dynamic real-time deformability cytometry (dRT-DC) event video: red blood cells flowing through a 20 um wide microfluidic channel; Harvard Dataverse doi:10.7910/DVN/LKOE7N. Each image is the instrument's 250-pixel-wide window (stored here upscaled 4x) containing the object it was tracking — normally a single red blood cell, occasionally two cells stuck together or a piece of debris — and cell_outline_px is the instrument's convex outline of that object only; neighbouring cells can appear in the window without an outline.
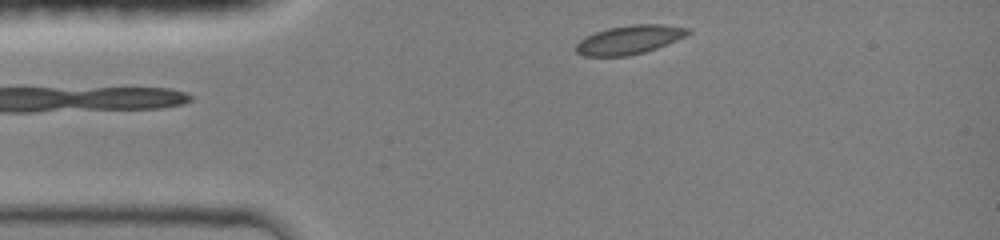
{"species": "common noctule bat (a hibernating species)", "species_latin": "Nyctalus noctula", "temperature_condition": "room temperature", "stored_images_in_passage": 33, "camera_frame_rate_fps": 3000, "um_per_image_px": 0.085, "animal": {"sex": "female", "body_mass_g": 19.0, "forearm_length_mm": 51.5}, "frame": {"image": 1, "passage_image": 1, "time_ms": 0.0, "image_size_px": [1000, 240], "cell_outline_px": [[692, 32], [676, 40], [656, 48], [644, 52], [628, 56], [584, 56], [576, 52], [576, 44], [584, 36], [608, 28], [632, 24], [660, 24], [692, 28]], "centroid_in_image_um": [53.49, 3.37], "position_along_channel_um": 31.5, "area_um2": 18.79}}
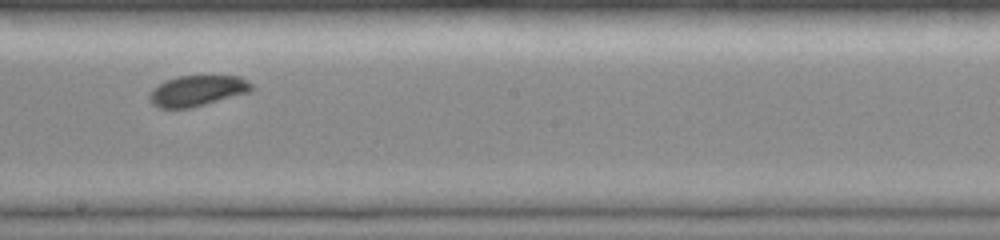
{"frame": {"image": 2, "passage_image": 18, "time_ms": 5.667, "image_size_px": [1000, 240], "cell_outline_px": [[256, 88], [248, 92], [192, 108], [160, 108], [152, 104], [148, 100], [148, 96], [160, 84], [176, 76], [240, 76], [248, 80]], "centroid_in_image_um": [16.8, 7.72], "position_along_channel_um": 231.4, "area_um2": 18.15}}
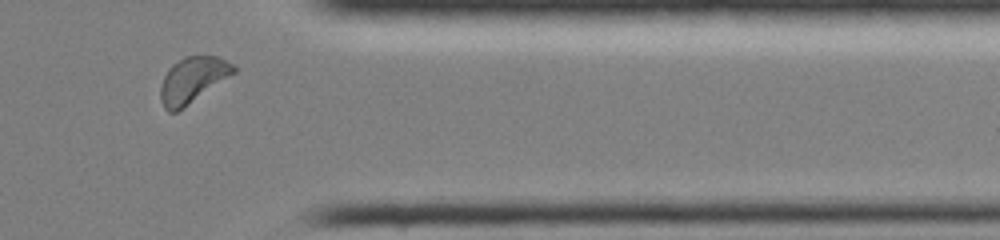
{"frame": {"image": 3, "passage_image": 30, "time_ms": 9.667, "image_size_px": [1000, 240], "cell_outline_px": [[236, 72], [176, 112], [168, 112], [164, 108], [160, 100], [160, 88], [164, 76], [168, 68], [172, 64], [184, 56], [216, 56], [232, 64], [236, 68]], "centroid_in_image_um": [16.34, 6.78], "position_along_channel_um": 395.1, "area_um2": 19.19}, "authors_computed_cell_mechanics": {"area_um2": 18.6116, "velocity_mm_per_s": 4.1544, "shape_relaxation_time_tau1_ms": 7.7906, "shape_relaxation_time_tau2_ms": null, "deformation_change_tau1": 0.1957, "deformation_change_tau2": null}}